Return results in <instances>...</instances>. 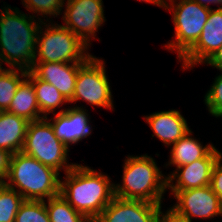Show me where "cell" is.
<instances>
[{
    "label": "cell",
    "instance_id": "6da1fadb",
    "mask_svg": "<svg viewBox=\"0 0 222 222\" xmlns=\"http://www.w3.org/2000/svg\"><path fill=\"white\" fill-rule=\"evenodd\" d=\"M0 11L1 64L29 71L34 64L37 34L45 19L21 13L9 5Z\"/></svg>",
    "mask_w": 222,
    "mask_h": 222
},
{
    "label": "cell",
    "instance_id": "7a4b0ae2",
    "mask_svg": "<svg viewBox=\"0 0 222 222\" xmlns=\"http://www.w3.org/2000/svg\"><path fill=\"white\" fill-rule=\"evenodd\" d=\"M108 175L76 164L61 180L60 195L77 212L94 221L114 198V184Z\"/></svg>",
    "mask_w": 222,
    "mask_h": 222
},
{
    "label": "cell",
    "instance_id": "3957f363",
    "mask_svg": "<svg viewBox=\"0 0 222 222\" xmlns=\"http://www.w3.org/2000/svg\"><path fill=\"white\" fill-rule=\"evenodd\" d=\"M59 174L55 169L21 151L12 154L9 171L3 183L15 189L24 200L45 201V198L60 194Z\"/></svg>",
    "mask_w": 222,
    "mask_h": 222
},
{
    "label": "cell",
    "instance_id": "277c9868",
    "mask_svg": "<svg viewBox=\"0 0 222 222\" xmlns=\"http://www.w3.org/2000/svg\"><path fill=\"white\" fill-rule=\"evenodd\" d=\"M123 167L122 183L114 184V196L162 204L167 191V177L162 174L155 159L147 154L128 155Z\"/></svg>",
    "mask_w": 222,
    "mask_h": 222
},
{
    "label": "cell",
    "instance_id": "5b68a950",
    "mask_svg": "<svg viewBox=\"0 0 222 222\" xmlns=\"http://www.w3.org/2000/svg\"><path fill=\"white\" fill-rule=\"evenodd\" d=\"M56 24L43 22L45 30L40 26L34 62L84 63L91 56L89 47L69 29Z\"/></svg>",
    "mask_w": 222,
    "mask_h": 222
},
{
    "label": "cell",
    "instance_id": "8992f818",
    "mask_svg": "<svg viewBox=\"0 0 222 222\" xmlns=\"http://www.w3.org/2000/svg\"><path fill=\"white\" fill-rule=\"evenodd\" d=\"M22 152L59 173L63 169L66 173L76 165L67 162L69 149L56 137L46 118L28 123Z\"/></svg>",
    "mask_w": 222,
    "mask_h": 222
},
{
    "label": "cell",
    "instance_id": "52a82bcc",
    "mask_svg": "<svg viewBox=\"0 0 222 222\" xmlns=\"http://www.w3.org/2000/svg\"><path fill=\"white\" fill-rule=\"evenodd\" d=\"M170 0L165 9L172 12L175 28V40H171L164 47L177 51L179 60L195 45L200 38L202 29L212 8L200 5L192 0Z\"/></svg>",
    "mask_w": 222,
    "mask_h": 222
},
{
    "label": "cell",
    "instance_id": "ba28073f",
    "mask_svg": "<svg viewBox=\"0 0 222 222\" xmlns=\"http://www.w3.org/2000/svg\"><path fill=\"white\" fill-rule=\"evenodd\" d=\"M105 62L91 55L78 69L73 98L69 103L79 100L93 106L113 108V97Z\"/></svg>",
    "mask_w": 222,
    "mask_h": 222
},
{
    "label": "cell",
    "instance_id": "9c48e42d",
    "mask_svg": "<svg viewBox=\"0 0 222 222\" xmlns=\"http://www.w3.org/2000/svg\"><path fill=\"white\" fill-rule=\"evenodd\" d=\"M62 19L65 28L73 32L88 47L90 39L106 21L102 0H67Z\"/></svg>",
    "mask_w": 222,
    "mask_h": 222
},
{
    "label": "cell",
    "instance_id": "30bf717a",
    "mask_svg": "<svg viewBox=\"0 0 222 222\" xmlns=\"http://www.w3.org/2000/svg\"><path fill=\"white\" fill-rule=\"evenodd\" d=\"M176 204L171 206L177 213L192 218L212 219L222 216V204L210 185L188 190L171 191Z\"/></svg>",
    "mask_w": 222,
    "mask_h": 222
},
{
    "label": "cell",
    "instance_id": "8fae6325",
    "mask_svg": "<svg viewBox=\"0 0 222 222\" xmlns=\"http://www.w3.org/2000/svg\"><path fill=\"white\" fill-rule=\"evenodd\" d=\"M221 157L222 153L215 148L207 157L176 168L166 176L167 188L180 191L210 185L213 167Z\"/></svg>",
    "mask_w": 222,
    "mask_h": 222
},
{
    "label": "cell",
    "instance_id": "7c38bea8",
    "mask_svg": "<svg viewBox=\"0 0 222 222\" xmlns=\"http://www.w3.org/2000/svg\"><path fill=\"white\" fill-rule=\"evenodd\" d=\"M222 46V8L211 9L195 45L180 59L183 69L203 64Z\"/></svg>",
    "mask_w": 222,
    "mask_h": 222
},
{
    "label": "cell",
    "instance_id": "4fadbf2b",
    "mask_svg": "<svg viewBox=\"0 0 222 222\" xmlns=\"http://www.w3.org/2000/svg\"><path fill=\"white\" fill-rule=\"evenodd\" d=\"M161 204L114 196L93 222H156Z\"/></svg>",
    "mask_w": 222,
    "mask_h": 222
},
{
    "label": "cell",
    "instance_id": "5bb4252c",
    "mask_svg": "<svg viewBox=\"0 0 222 222\" xmlns=\"http://www.w3.org/2000/svg\"><path fill=\"white\" fill-rule=\"evenodd\" d=\"M82 106H74L62 109L54 113L55 117L50 122L56 137L69 149L70 144H76L83 138L91 134V125L89 124V114ZM90 125V126H89Z\"/></svg>",
    "mask_w": 222,
    "mask_h": 222
},
{
    "label": "cell",
    "instance_id": "9a60e30c",
    "mask_svg": "<svg viewBox=\"0 0 222 222\" xmlns=\"http://www.w3.org/2000/svg\"><path fill=\"white\" fill-rule=\"evenodd\" d=\"M83 63L34 62L30 71L52 84L68 101L73 98L79 67Z\"/></svg>",
    "mask_w": 222,
    "mask_h": 222
},
{
    "label": "cell",
    "instance_id": "2e32d148",
    "mask_svg": "<svg viewBox=\"0 0 222 222\" xmlns=\"http://www.w3.org/2000/svg\"><path fill=\"white\" fill-rule=\"evenodd\" d=\"M144 118L154 133L152 137L156 136L166 146H172L191 130L180 110L155 112Z\"/></svg>",
    "mask_w": 222,
    "mask_h": 222
},
{
    "label": "cell",
    "instance_id": "e0dca14e",
    "mask_svg": "<svg viewBox=\"0 0 222 222\" xmlns=\"http://www.w3.org/2000/svg\"><path fill=\"white\" fill-rule=\"evenodd\" d=\"M29 121L8 111L0 113V148L12 154L21 152Z\"/></svg>",
    "mask_w": 222,
    "mask_h": 222
},
{
    "label": "cell",
    "instance_id": "ac0fdd59",
    "mask_svg": "<svg viewBox=\"0 0 222 222\" xmlns=\"http://www.w3.org/2000/svg\"><path fill=\"white\" fill-rule=\"evenodd\" d=\"M215 148L213 144L203 146L198 140L192 138V130H190L173 144L170 151V159L166 166L176 165L178 168L182 165L190 164L207 157Z\"/></svg>",
    "mask_w": 222,
    "mask_h": 222
},
{
    "label": "cell",
    "instance_id": "d6986e66",
    "mask_svg": "<svg viewBox=\"0 0 222 222\" xmlns=\"http://www.w3.org/2000/svg\"><path fill=\"white\" fill-rule=\"evenodd\" d=\"M8 112L23 117L29 122L45 118L43 115H40V108L37 103L32 80L28 76L17 87Z\"/></svg>",
    "mask_w": 222,
    "mask_h": 222
},
{
    "label": "cell",
    "instance_id": "ffe728a7",
    "mask_svg": "<svg viewBox=\"0 0 222 222\" xmlns=\"http://www.w3.org/2000/svg\"><path fill=\"white\" fill-rule=\"evenodd\" d=\"M27 76L32 80L40 113L44 117H47L50 113L54 114L56 108H59L60 105L69 103L52 84L37 78L30 70Z\"/></svg>",
    "mask_w": 222,
    "mask_h": 222
},
{
    "label": "cell",
    "instance_id": "44dd1931",
    "mask_svg": "<svg viewBox=\"0 0 222 222\" xmlns=\"http://www.w3.org/2000/svg\"><path fill=\"white\" fill-rule=\"evenodd\" d=\"M27 73V70L19 68H2L0 70V111H8L16 89Z\"/></svg>",
    "mask_w": 222,
    "mask_h": 222
},
{
    "label": "cell",
    "instance_id": "7402d4cb",
    "mask_svg": "<svg viewBox=\"0 0 222 222\" xmlns=\"http://www.w3.org/2000/svg\"><path fill=\"white\" fill-rule=\"evenodd\" d=\"M50 222H93L83 214L77 212L59 194L56 197L45 200Z\"/></svg>",
    "mask_w": 222,
    "mask_h": 222
},
{
    "label": "cell",
    "instance_id": "603a6c76",
    "mask_svg": "<svg viewBox=\"0 0 222 222\" xmlns=\"http://www.w3.org/2000/svg\"><path fill=\"white\" fill-rule=\"evenodd\" d=\"M24 198L15 190L0 182V222H15V216Z\"/></svg>",
    "mask_w": 222,
    "mask_h": 222
},
{
    "label": "cell",
    "instance_id": "cb8c5ba5",
    "mask_svg": "<svg viewBox=\"0 0 222 222\" xmlns=\"http://www.w3.org/2000/svg\"><path fill=\"white\" fill-rule=\"evenodd\" d=\"M15 222H50L45 201L24 200L15 216Z\"/></svg>",
    "mask_w": 222,
    "mask_h": 222
},
{
    "label": "cell",
    "instance_id": "d4e9b609",
    "mask_svg": "<svg viewBox=\"0 0 222 222\" xmlns=\"http://www.w3.org/2000/svg\"><path fill=\"white\" fill-rule=\"evenodd\" d=\"M64 2L65 0H22L27 11L38 13L37 16L41 15V18L43 16L47 18L49 15V20L52 15L57 17V15L62 14Z\"/></svg>",
    "mask_w": 222,
    "mask_h": 222
},
{
    "label": "cell",
    "instance_id": "484cf974",
    "mask_svg": "<svg viewBox=\"0 0 222 222\" xmlns=\"http://www.w3.org/2000/svg\"><path fill=\"white\" fill-rule=\"evenodd\" d=\"M204 98L209 113L216 118L222 117V73L214 79Z\"/></svg>",
    "mask_w": 222,
    "mask_h": 222
},
{
    "label": "cell",
    "instance_id": "4316f807",
    "mask_svg": "<svg viewBox=\"0 0 222 222\" xmlns=\"http://www.w3.org/2000/svg\"><path fill=\"white\" fill-rule=\"evenodd\" d=\"M210 187L218 196L222 204V157L216 162L213 167Z\"/></svg>",
    "mask_w": 222,
    "mask_h": 222
},
{
    "label": "cell",
    "instance_id": "83f0119b",
    "mask_svg": "<svg viewBox=\"0 0 222 222\" xmlns=\"http://www.w3.org/2000/svg\"><path fill=\"white\" fill-rule=\"evenodd\" d=\"M161 207L157 211L156 222H190L185 216L177 213L172 207H170L165 214L162 213Z\"/></svg>",
    "mask_w": 222,
    "mask_h": 222
},
{
    "label": "cell",
    "instance_id": "f1b7e54d",
    "mask_svg": "<svg viewBox=\"0 0 222 222\" xmlns=\"http://www.w3.org/2000/svg\"><path fill=\"white\" fill-rule=\"evenodd\" d=\"M12 153L0 148V182L3 183L7 177Z\"/></svg>",
    "mask_w": 222,
    "mask_h": 222
},
{
    "label": "cell",
    "instance_id": "f546056e",
    "mask_svg": "<svg viewBox=\"0 0 222 222\" xmlns=\"http://www.w3.org/2000/svg\"><path fill=\"white\" fill-rule=\"evenodd\" d=\"M209 64L210 66H213L214 68H217L222 72V46L212 55L210 56L204 64Z\"/></svg>",
    "mask_w": 222,
    "mask_h": 222
},
{
    "label": "cell",
    "instance_id": "4dcf8cb0",
    "mask_svg": "<svg viewBox=\"0 0 222 222\" xmlns=\"http://www.w3.org/2000/svg\"><path fill=\"white\" fill-rule=\"evenodd\" d=\"M192 1H195L199 3L200 5L208 7V8H212L208 5L210 3H214L216 5L220 4V8H222V0H192Z\"/></svg>",
    "mask_w": 222,
    "mask_h": 222
},
{
    "label": "cell",
    "instance_id": "1f68e13d",
    "mask_svg": "<svg viewBox=\"0 0 222 222\" xmlns=\"http://www.w3.org/2000/svg\"><path fill=\"white\" fill-rule=\"evenodd\" d=\"M140 2L143 1V2H147V3H152L156 6H159V7H162V8H165V5H166V2L164 0H139Z\"/></svg>",
    "mask_w": 222,
    "mask_h": 222
}]
</instances>
